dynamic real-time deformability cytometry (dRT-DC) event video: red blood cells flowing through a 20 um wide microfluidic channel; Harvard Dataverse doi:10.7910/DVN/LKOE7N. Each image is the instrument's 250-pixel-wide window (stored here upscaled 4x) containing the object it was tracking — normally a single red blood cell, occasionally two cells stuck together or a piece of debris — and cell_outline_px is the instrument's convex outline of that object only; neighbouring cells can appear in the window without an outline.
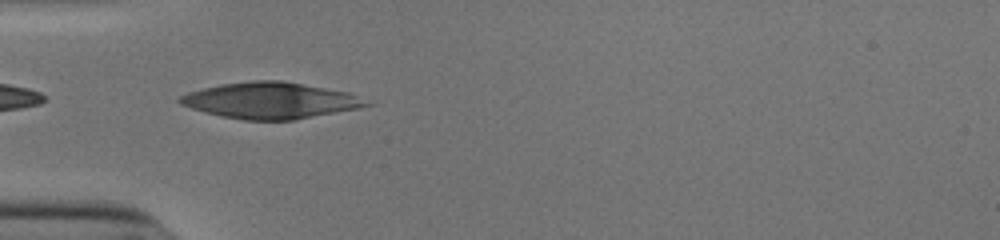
{"species": "human", "species_latin": "Homo sapiens", "temperature_condition": "cold", "stored_images_in_passage": 36, "camera_frame_rate_fps": 3000, "um_per_image_px": 0.085, "donor": {"sex": "male"}, "frame": {"image": 1, "passage_image": 1, "time_ms": 0.0, "image_size_px": [1000, 240], "cell_outline_px": [[372, 104], [360, 108], [292, 120], [244, 120], [220, 116], [204, 112], [180, 104], [176, 100], [180, 96], [188, 92], [220, 84], [252, 80], [280, 80], [348, 92]], "centroid_in_image_um": [22.94, 8.54], "position_along_channel_um": 62.1, "area_um2": 39.13}}
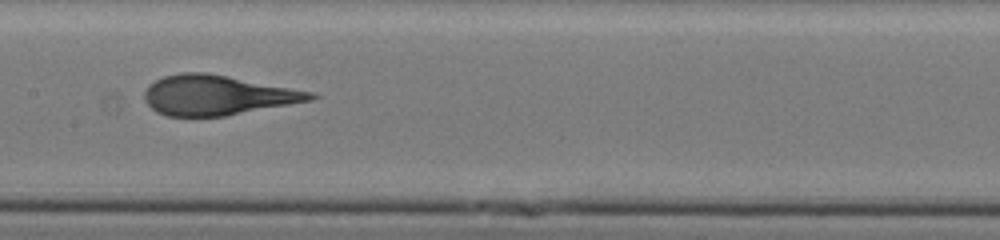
{"frame": {"image": 2, "passage_image": 11, "time_ms": 3.333, "image_size_px": [1000, 240], "cell_outline_px": [[320, 96], [312, 100], [224, 116], [168, 116], [156, 112], [144, 100], [144, 92], [148, 84], [164, 76], [180, 72], [208, 72], [312, 92]], "centroid_in_image_um": [18.43, 8.08], "position_along_channel_um": 189.0, "area_um2": 38.38}}
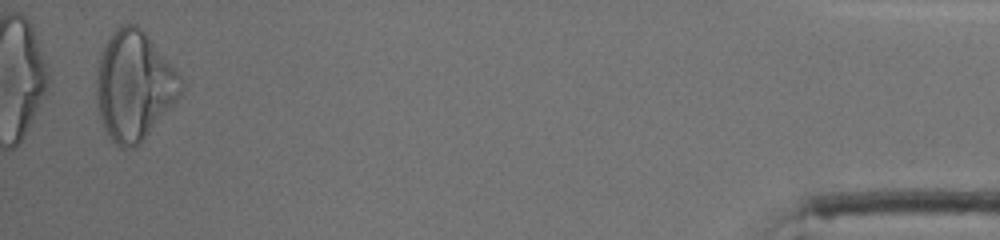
{"frame": {"image": 3, "passage_image": 35, "time_ms": 11.333, "image_size_px": [1000, 240], "cell_outline_px": [[184, 88], [180, 96], [140, 144], [132, 148], [120, 148], [112, 140], [104, 128], [100, 116], [96, 96], [96, 68], [100, 52], [104, 44], [112, 32], [116, 28], [124, 24], [136, 24], [144, 32], [184, 80]], "centroid_in_image_um": [11.38, 7.29], "position_along_channel_um": 423.8, "area_um2": 53.7}, "authors_computed_cell_mechanics": {"area_um2": 39.0439, "velocity_mm_per_s": 3.9213, "shape_relaxation_time_tau1_ms": 5.3149, "shape_relaxation_time_tau2_ms": 1.0646, "deformation_change_tau1": 0.1858, "deformation_change_tau2": 0.0747}}